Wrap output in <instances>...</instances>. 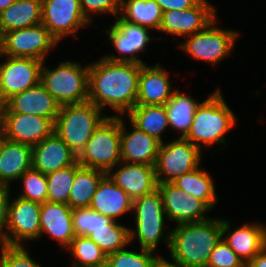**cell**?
I'll return each mask as SVG.
<instances>
[{"mask_svg": "<svg viewBox=\"0 0 266 267\" xmlns=\"http://www.w3.org/2000/svg\"><path fill=\"white\" fill-rule=\"evenodd\" d=\"M157 188L163 199L166 217L176 221L175 225L209 219L205 213L211 208L203 200L185 193L172 182L158 183Z\"/></svg>", "mask_w": 266, "mask_h": 267, "instance_id": "cell-14", "label": "cell"}, {"mask_svg": "<svg viewBox=\"0 0 266 267\" xmlns=\"http://www.w3.org/2000/svg\"><path fill=\"white\" fill-rule=\"evenodd\" d=\"M229 223L222 218V239L247 264L266 247V227L246 223L232 232Z\"/></svg>", "mask_w": 266, "mask_h": 267, "instance_id": "cell-20", "label": "cell"}, {"mask_svg": "<svg viewBox=\"0 0 266 267\" xmlns=\"http://www.w3.org/2000/svg\"><path fill=\"white\" fill-rule=\"evenodd\" d=\"M119 18L133 25L159 30L163 12L155 0H121Z\"/></svg>", "mask_w": 266, "mask_h": 267, "instance_id": "cell-29", "label": "cell"}, {"mask_svg": "<svg viewBox=\"0 0 266 267\" xmlns=\"http://www.w3.org/2000/svg\"><path fill=\"white\" fill-rule=\"evenodd\" d=\"M217 19L211 21L202 31L188 36L180 48L192 58L218 64L230 55L239 34L234 30H223L216 27Z\"/></svg>", "mask_w": 266, "mask_h": 267, "instance_id": "cell-9", "label": "cell"}, {"mask_svg": "<svg viewBox=\"0 0 266 267\" xmlns=\"http://www.w3.org/2000/svg\"><path fill=\"white\" fill-rule=\"evenodd\" d=\"M67 249L75 258L72 267H93L107 264V254L88 237H75Z\"/></svg>", "mask_w": 266, "mask_h": 267, "instance_id": "cell-34", "label": "cell"}, {"mask_svg": "<svg viewBox=\"0 0 266 267\" xmlns=\"http://www.w3.org/2000/svg\"><path fill=\"white\" fill-rule=\"evenodd\" d=\"M0 63V97L8 100L40 83L43 61L33 58L10 57Z\"/></svg>", "mask_w": 266, "mask_h": 267, "instance_id": "cell-13", "label": "cell"}, {"mask_svg": "<svg viewBox=\"0 0 266 267\" xmlns=\"http://www.w3.org/2000/svg\"><path fill=\"white\" fill-rule=\"evenodd\" d=\"M60 105L39 83L7 100L6 113L31 114L49 118L55 122Z\"/></svg>", "mask_w": 266, "mask_h": 267, "instance_id": "cell-19", "label": "cell"}, {"mask_svg": "<svg viewBox=\"0 0 266 267\" xmlns=\"http://www.w3.org/2000/svg\"><path fill=\"white\" fill-rule=\"evenodd\" d=\"M54 132V123L46 117L5 113L3 138L34 146Z\"/></svg>", "mask_w": 266, "mask_h": 267, "instance_id": "cell-17", "label": "cell"}, {"mask_svg": "<svg viewBox=\"0 0 266 267\" xmlns=\"http://www.w3.org/2000/svg\"><path fill=\"white\" fill-rule=\"evenodd\" d=\"M142 65L102 57L89 66L88 101L101 110L110 106L120 117L135 105Z\"/></svg>", "mask_w": 266, "mask_h": 267, "instance_id": "cell-1", "label": "cell"}, {"mask_svg": "<svg viewBox=\"0 0 266 267\" xmlns=\"http://www.w3.org/2000/svg\"><path fill=\"white\" fill-rule=\"evenodd\" d=\"M141 251L133 252L120 249L114 253L107 255V265L109 267H152L157 256L153 251L140 249Z\"/></svg>", "mask_w": 266, "mask_h": 267, "instance_id": "cell-38", "label": "cell"}, {"mask_svg": "<svg viewBox=\"0 0 266 267\" xmlns=\"http://www.w3.org/2000/svg\"><path fill=\"white\" fill-rule=\"evenodd\" d=\"M133 200L106 174L98 184L89 208L101 215L117 220L118 216L131 211Z\"/></svg>", "mask_w": 266, "mask_h": 267, "instance_id": "cell-26", "label": "cell"}, {"mask_svg": "<svg viewBox=\"0 0 266 267\" xmlns=\"http://www.w3.org/2000/svg\"><path fill=\"white\" fill-rule=\"evenodd\" d=\"M6 109H7V101L0 97V137H3L5 130Z\"/></svg>", "mask_w": 266, "mask_h": 267, "instance_id": "cell-46", "label": "cell"}, {"mask_svg": "<svg viewBox=\"0 0 266 267\" xmlns=\"http://www.w3.org/2000/svg\"><path fill=\"white\" fill-rule=\"evenodd\" d=\"M162 12L169 10H185L194 7L200 0H155Z\"/></svg>", "mask_w": 266, "mask_h": 267, "instance_id": "cell-43", "label": "cell"}, {"mask_svg": "<svg viewBox=\"0 0 266 267\" xmlns=\"http://www.w3.org/2000/svg\"><path fill=\"white\" fill-rule=\"evenodd\" d=\"M80 3L82 13L90 22L93 21L90 16L95 13H111L117 18L121 7V0H80Z\"/></svg>", "mask_w": 266, "mask_h": 267, "instance_id": "cell-41", "label": "cell"}, {"mask_svg": "<svg viewBox=\"0 0 266 267\" xmlns=\"http://www.w3.org/2000/svg\"><path fill=\"white\" fill-rule=\"evenodd\" d=\"M199 102L186 93L174 91L172 97L165 104L168 115L169 127L172 130L181 131L180 138H184L193 121Z\"/></svg>", "mask_w": 266, "mask_h": 267, "instance_id": "cell-31", "label": "cell"}, {"mask_svg": "<svg viewBox=\"0 0 266 267\" xmlns=\"http://www.w3.org/2000/svg\"><path fill=\"white\" fill-rule=\"evenodd\" d=\"M93 267H109L107 264H103V265H100V266H93Z\"/></svg>", "mask_w": 266, "mask_h": 267, "instance_id": "cell-49", "label": "cell"}, {"mask_svg": "<svg viewBox=\"0 0 266 267\" xmlns=\"http://www.w3.org/2000/svg\"><path fill=\"white\" fill-rule=\"evenodd\" d=\"M110 179L124 190L132 200L152 193L157 189V180L154 166L125 163L114 173L109 171Z\"/></svg>", "mask_w": 266, "mask_h": 267, "instance_id": "cell-21", "label": "cell"}, {"mask_svg": "<svg viewBox=\"0 0 266 267\" xmlns=\"http://www.w3.org/2000/svg\"><path fill=\"white\" fill-rule=\"evenodd\" d=\"M172 183L185 193L203 200L211 209L218 200L212 178L207 171L201 170L200 166L177 177Z\"/></svg>", "mask_w": 266, "mask_h": 267, "instance_id": "cell-32", "label": "cell"}, {"mask_svg": "<svg viewBox=\"0 0 266 267\" xmlns=\"http://www.w3.org/2000/svg\"><path fill=\"white\" fill-rule=\"evenodd\" d=\"M87 237L107 255L125 248L130 243L129 228L117 223L116 220L106 228L96 229Z\"/></svg>", "mask_w": 266, "mask_h": 267, "instance_id": "cell-33", "label": "cell"}, {"mask_svg": "<svg viewBox=\"0 0 266 267\" xmlns=\"http://www.w3.org/2000/svg\"><path fill=\"white\" fill-rule=\"evenodd\" d=\"M47 233L68 248L75 238L72 208L68 204L44 202L40 211V237Z\"/></svg>", "mask_w": 266, "mask_h": 267, "instance_id": "cell-24", "label": "cell"}, {"mask_svg": "<svg viewBox=\"0 0 266 267\" xmlns=\"http://www.w3.org/2000/svg\"><path fill=\"white\" fill-rule=\"evenodd\" d=\"M1 267H40L22 246L1 244Z\"/></svg>", "mask_w": 266, "mask_h": 267, "instance_id": "cell-39", "label": "cell"}, {"mask_svg": "<svg viewBox=\"0 0 266 267\" xmlns=\"http://www.w3.org/2000/svg\"><path fill=\"white\" fill-rule=\"evenodd\" d=\"M6 32L32 27L42 22V0H16L0 13Z\"/></svg>", "mask_w": 266, "mask_h": 267, "instance_id": "cell-27", "label": "cell"}, {"mask_svg": "<svg viewBox=\"0 0 266 267\" xmlns=\"http://www.w3.org/2000/svg\"><path fill=\"white\" fill-rule=\"evenodd\" d=\"M246 267H266V247L250 260Z\"/></svg>", "mask_w": 266, "mask_h": 267, "instance_id": "cell-44", "label": "cell"}, {"mask_svg": "<svg viewBox=\"0 0 266 267\" xmlns=\"http://www.w3.org/2000/svg\"><path fill=\"white\" fill-rule=\"evenodd\" d=\"M10 188L6 185H0V245L5 244L6 238V229L8 221V212H9V197H10Z\"/></svg>", "mask_w": 266, "mask_h": 267, "instance_id": "cell-42", "label": "cell"}, {"mask_svg": "<svg viewBox=\"0 0 266 267\" xmlns=\"http://www.w3.org/2000/svg\"><path fill=\"white\" fill-rule=\"evenodd\" d=\"M206 267H246V264L221 238L210 254Z\"/></svg>", "mask_w": 266, "mask_h": 267, "instance_id": "cell-40", "label": "cell"}, {"mask_svg": "<svg viewBox=\"0 0 266 267\" xmlns=\"http://www.w3.org/2000/svg\"><path fill=\"white\" fill-rule=\"evenodd\" d=\"M41 204L17 196L9 203L5 244L22 246L23 240L40 238Z\"/></svg>", "mask_w": 266, "mask_h": 267, "instance_id": "cell-12", "label": "cell"}, {"mask_svg": "<svg viewBox=\"0 0 266 267\" xmlns=\"http://www.w3.org/2000/svg\"><path fill=\"white\" fill-rule=\"evenodd\" d=\"M74 177L75 164L47 174V201L68 204Z\"/></svg>", "mask_w": 266, "mask_h": 267, "instance_id": "cell-35", "label": "cell"}, {"mask_svg": "<svg viewBox=\"0 0 266 267\" xmlns=\"http://www.w3.org/2000/svg\"><path fill=\"white\" fill-rule=\"evenodd\" d=\"M5 31L3 29V26H2V23H1V19H0V53L3 49V46H4V42H5Z\"/></svg>", "mask_w": 266, "mask_h": 267, "instance_id": "cell-47", "label": "cell"}, {"mask_svg": "<svg viewBox=\"0 0 266 267\" xmlns=\"http://www.w3.org/2000/svg\"><path fill=\"white\" fill-rule=\"evenodd\" d=\"M59 42L41 23L32 27L6 32L0 57H23L45 61L47 52Z\"/></svg>", "mask_w": 266, "mask_h": 267, "instance_id": "cell-10", "label": "cell"}, {"mask_svg": "<svg viewBox=\"0 0 266 267\" xmlns=\"http://www.w3.org/2000/svg\"><path fill=\"white\" fill-rule=\"evenodd\" d=\"M106 175L100 170L75 163V177L69 194L68 205L73 208L89 207L99 182Z\"/></svg>", "mask_w": 266, "mask_h": 267, "instance_id": "cell-30", "label": "cell"}, {"mask_svg": "<svg viewBox=\"0 0 266 267\" xmlns=\"http://www.w3.org/2000/svg\"><path fill=\"white\" fill-rule=\"evenodd\" d=\"M72 221L75 237H87L96 229L106 228L114 220L89 207H84L72 209Z\"/></svg>", "mask_w": 266, "mask_h": 267, "instance_id": "cell-36", "label": "cell"}, {"mask_svg": "<svg viewBox=\"0 0 266 267\" xmlns=\"http://www.w3.org/2000/svg\"><path fill=\"white\" fill-rule=\"evenodd\" d=\"M236 125V116L227 106L219 89L199 104L193 116L192 125L184 137L199 149L201 143L212 146L224 144V135Z\"/></svg>", "mask_w": 266, "mask_h": 267, "instance_id": "cell-3", "label": "cell"}, {"mask_svg": "<svg viewBox=\"0 0 266 267\" xmlns=\"http://www.w3.org/2000/svg\"><path fill=\"white\" fill-rule=\"evenodd\" d=\"M32 167V146L0 140V185L10 186Z\"/></svg>", "mask_w": 266, "mask_h": 267, "instance_id": "cell-25", "label": "cell"}, {"mask_svg": "<svg viewBox=\"0 0 266 267\" xmlns=\"http://www.w3.org/2000/svg\"><path fill=\"white\" fill-rule=\"evenodd\" d=\"M19 179L23 181L24 186V191L19 195L20 198L40 204L47 201L46 175L31 167Z\"/></svg>", "mask_w": 266, "mask_h": 267, "instance_id": "cell-37", "label": "cell"}, {"mask_svg": "<svg viewBox=\"0 0 266 267\" xmlns=\"http://www.w3.org/2000/svg\"><path fill=\"white\" fill-rule=\"evenodd\" d=\"M216 8L207 0H200L194 7L185 10L163 12L159 31L186 37L202 31L216 18Z\"/></svg>", "mask_w": 266, "mask_h": 267, "instance_id": "cell-16", "label": "cell"}, {"mask_svg": "<svg viewBox=\"0 0 266 267\" xmlns=\"http://www.w3.org/2000/svg\"><path fill=\"white\" fill-rule=\"evenodd\" d=\"M127 116L130 125L163 143L162 133L169 126L165 105H135Z\"/></svg>", "mask_w": 266, "mask_h": 267, "instance_id": "cell-28", "label": "cell"}, {"mask_svg": "<svg viewBox=\"0 0 266 267\" xmlns=\"http://www.w3.org/2000/svg\"><path fill=\"white\" fill-rule=\"evenodd\" d=\"M121 163V117L108 116L78 156V164L106 174Z\"/></svg>", "mask_w": 266, "mask_h": 267, "instance_id": "cell-5", "label": "cell"}, {"mask_svg": "<svg viewBox=\"0 0 266 267\" xmlns=\"http://www.w3.org/2000/svg\"><path fill=\"white\" fill-rule=\"evenodd\" d=\"M77 161V155L55 132L32 146V168L44 175L69 167Z\"/></svg>", "mask_w": 266, "mask_h": 267, "instance_id": "cell-18", "label": "cell"}, {"mask_svg": "<svg viewBox=\"0 0 266 267\" xmlns=\"http://www.w3.org/2000/svg\"><path fill=\"white\" fill-rule=\"evenodd\" d=\"M149 30L148 28L122 21L120 18L116 19L115 23L107 30V33L114 49L122 56L105 55L104 57L111 61L144 65L145 63L136 55L144 51L150 40L156 39L150 38Z\"/></svg>", "mask_w": 266, "mask_h": 267, "instance_id": "cell-15", "label": "cell"}, {"mask_svg": "<svg viewBox=\"0 0 266 267\" xmlns=\"http://www.w3.org/2000/svg\"><path fill=\"white\" fill-rule=\"evenodd\" d=\"M16 0H0V13L7 9L11 4H13Z\"/></svg>", "mask_w": 266, "mask_h": 267, "instance_id": "cell-48", "label": "cell"}, {"mask_svg": "<svg viewBox=\"0 0 266 267\" xmlns=\"http://www.w3.org/2000/svg\"><path fill=\"white\" fill-rule=\"evenodd\" d=\"M41 69L40 83L60 106L81 104L88 101L89 66L78 62H61L56 68Z\"/></svg>", "mask_w": 266, "mask_h": 267, "instance_id": "cell-6", "label": "cell"}, {"mask_svg": "<svg viewBox=\"0 0 266 267\" xmlns=\"http://www.w3.org/2000/svg\"><path fill=\"white\" fill-rule=\"evenodd\" d=\"M169 73L158 63L140 68L136 105H165L172 97ZM172 91V92H171Z\"/></svg>", "mask_w": 266, "mask_h": 267, "instance_id": "cell-23", "label": "cell"}, {"mask_svg": "<svg viewBox=\"0 0 266 267\" xmlns=\"http://www.w3.org/2000/svg\"><path fill=\"white\" fill-rule=\"evenodd\" d=\"M171 232L169 252L182 267H206L222 238V219L178 224Z\"/></svg>", "mask_w": 266, "mask_h": 267, "instance_id": "cell-2", "label": "cell"}, {"mask_svg": "<svg viewBox=\"0 0 266 267\" xmlns=\"http://www.w3.org/2000/svg\"><path fill=\"white\" fill-rule=\"evenodd\" d=\"M92 102L60 106L54 132L77 155L84 150L93 132L108 117Z\"/></svg>", "mask_w": 266, "mask_h": 267, "instance_id": "cell-4", "label": "cell"}, {"mask_svg": "<svg viewBox=\"0 0 266 267\" xmlns=\"http://www.w3.org/2000/svg\"><path fill=\"white\" fill-rule=\"evenodd\" d=\"M132 211L135 212L136 233L134 229H129V242H132L137 236L140 249L154 252L163 238L169 248L171 232L164 233V215L166 213L158 188L150 194L133 200Z\"/></svg>", "mask_w": 266, "mask_h": 267, "instance_id": "cell-7", "label": "cell"}, {"mask_svg": "<svg viewBox=\"0 0 266 267\" xmlns=\"http://www.w3.org/2000/svg\"><path fill=\"white\" fill-rule=\"evenodd\" d=\"M121 119V162L155 166L160 142L132 124L127 133Z\"/></svg>", "mask_w": 266, "mask_h": 267, "instance_id": "cell-22", "label": "cell"}, {"mask_svg": "<svg viewBox=\"0 0 266 267\" xmlns=\"http://www.w3.org/2000/svg\"><path fill=\"white\" fill-rule=\"evenodd\" d=\"M174 263L169 262L163 256L157 255L155 261L152 264V267H182L178 262L173 260Z\"/></svg>", "mask_w": 266, "mask_h": 267, "instance_id": "cell-45", "label": "cell"}, {"mask_svg": "<svg viewBox=\"0 0 266 267\" xmlns=\"http://www.w3.org/2000/svg\"><path fill=\"white\" fill-rule=\"evenodd\" d=\"M201 152L196 145L180 137L168 144L160 143L154 166L157 183L173 182L194 171L200 165Z\"/></svg>", "mask_w": 266, "mask_h": 267, "instance_id": "cell-8", "label": "cell"}, {"mask_svg": "<svg viewBox=\"0 0 266 267\" xmlns=\"http://www.w3.org/2000/svg\"><path fill=\"white\" fill-rule=\"evenodd\" d=\"M59 42L64 36L91 24L81 10L80 0H42V22Z\"/></svg>", "mask_w": 266, "mask_h": 267, "instance_id": "cell-11", "label": "cell"}]
</instances>
